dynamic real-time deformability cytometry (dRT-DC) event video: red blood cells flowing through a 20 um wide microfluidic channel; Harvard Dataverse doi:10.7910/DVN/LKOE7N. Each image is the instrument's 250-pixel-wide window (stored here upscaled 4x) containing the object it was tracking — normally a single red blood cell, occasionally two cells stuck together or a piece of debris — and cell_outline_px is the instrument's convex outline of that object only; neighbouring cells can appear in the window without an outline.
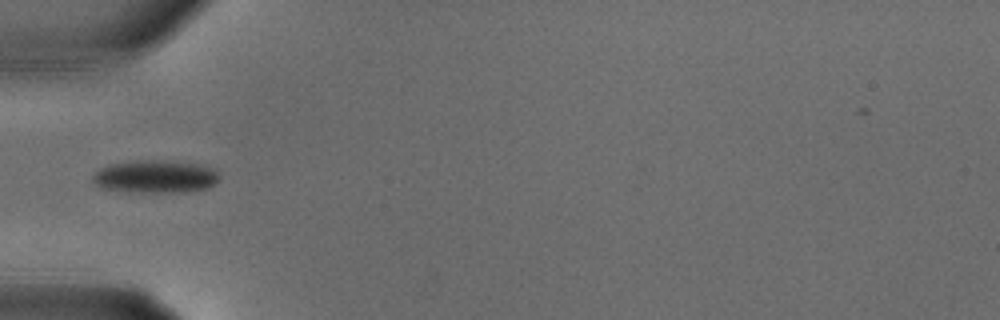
{"species": "common noctule bat (a hibernating species)", "species_latin": "Nyctalus noctula", "temperature_condition": "warm", "stored_images_in_passage": 4, "camera_frame_rate_fps": 3000, "um_per_image_px": 0.085, "animal": {"sex": "male", "body_mass_g": 18.8}, "frame": {"image": 1, "passage_image": 1, "time_ms": 0.0, "image_size_px": [1000, 320], "cell_outline_px": [[220, 180], [216, 184], [208, 188], [192, 192], [124, 192], [104, 188], [96, 184], [92, 180], [92, 176], [100, 168], [108, 164], [136, 160], [152, 160], [196, 164], [216, 168], [220, 176]], "centroid_in_image_um": [13.25, 15.02], "position_along_channel_um": 71.8, "area_um2": 24.51}}